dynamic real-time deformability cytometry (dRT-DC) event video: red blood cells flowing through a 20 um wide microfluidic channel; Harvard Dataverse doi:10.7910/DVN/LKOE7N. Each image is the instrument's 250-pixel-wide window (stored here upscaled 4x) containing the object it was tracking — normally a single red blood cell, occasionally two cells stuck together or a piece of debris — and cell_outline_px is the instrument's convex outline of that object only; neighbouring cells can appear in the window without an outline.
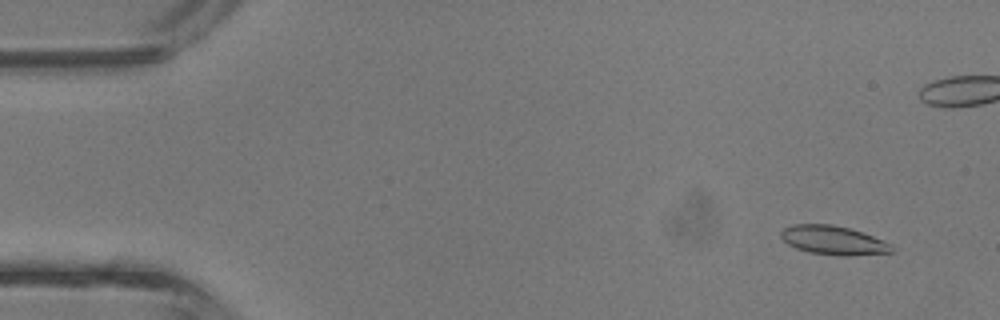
{"species": "common noctule bat (a hibernating species)", "species_latin": "Nyctalus noctula", "temperature_condition": "room temperature", "stored_images_in_passage": 4, "camera_frame_rate_fps": 3000, "um_per_image_px": 0.085, "animal": {"sex": "male", "body_mass_g": 13.3}, "frame": {"image": 1, "passage_image": 1, "time_ms": 0.0, "image_size_px": [1000, 320], "cell_outline_px": [[892, 252], [848, 256], [808, 252], [796, 248], [788, 244], [780, 236], [780, 232], [784, 228], [792, 224], [832, 224], [852, 228], [864, 232], [884, 240], [892, 244]], "centroid_in_image_um": [70.85, 20.4], "position_along_channel_um": 14.2, "area_um2": 18.79}}